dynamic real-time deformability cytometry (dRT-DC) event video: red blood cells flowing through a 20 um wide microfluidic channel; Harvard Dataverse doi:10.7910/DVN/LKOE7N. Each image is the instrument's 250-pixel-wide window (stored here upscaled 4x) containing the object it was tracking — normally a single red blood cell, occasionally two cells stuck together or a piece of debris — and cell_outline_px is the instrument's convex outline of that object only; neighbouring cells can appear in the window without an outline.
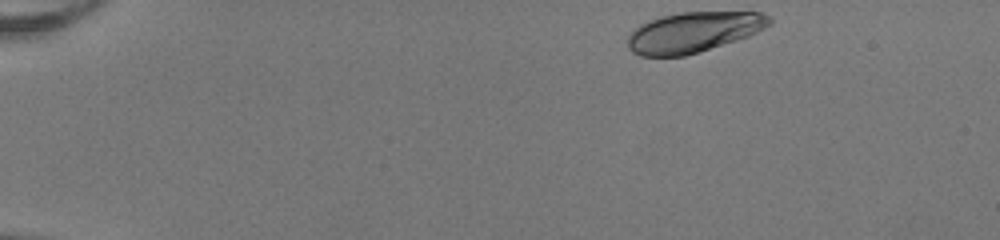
{"species": "human", "species_latin": "Homo sapiens", "temperature_condition": "room temperature", "stored_images_in_passage": 45, "camera_frame_rate_fps": 3000, "um_per_image_px": 0.085, "donor": {"sex": "female"}, "frame": {"image": 1, "passage_image": 1, "time_ms": 0.0, "image_size_px": [1000, 240], "cell_outline_px": [[772, 24], [748, 36], [700, 52], [684, 56], [640, 56], [632, 52], [628, 48], [628, 36], [640, 24], [648, 20], [660, 16], [680, 12], [760, 12], [768, 16], [772, 20]], "centroid_in_image_um": [58.93, 2.73], "position_along_channel_um": 26.1, "area_um2": 33.35}}
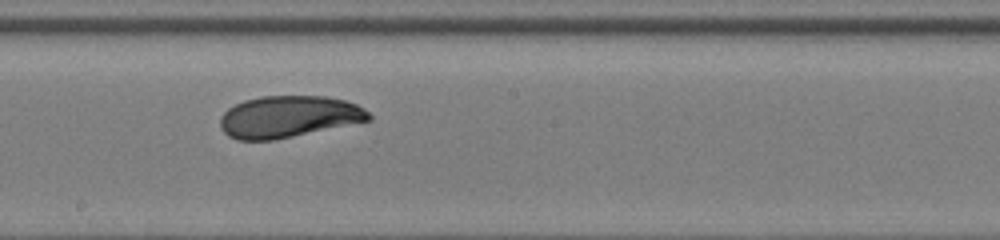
{"frame": {"image": 2, "passage_image": 24, "time_ms": 7.667, "image_size_px": [1000, 240], "cell_outline_px": [[372, 120], [272, 140], [236, 140], [228, 136], [220, 128], [220, 116], [228, 108], [244, 100], [264, 96], [324, 96], [344, 100], [356, 104], [364, 108], [372, 116]], "centroid_in_image_um": [24.51, 9.92], "position_along_channel_um": 223.7, "area_um2": 36.07}}
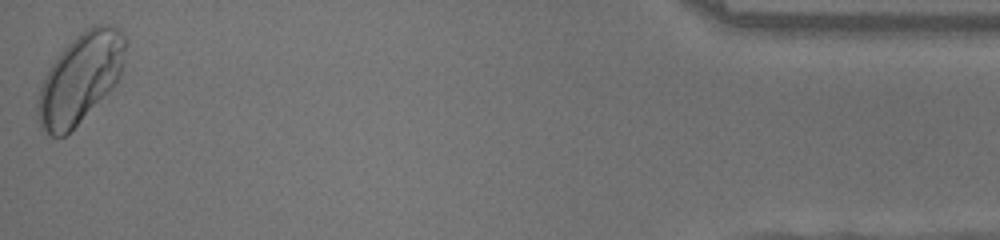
{"frame": {"image": 3, "passage_image": 45, "time_ms": 14.667, "image_size_px": [1000, 240], "cell_outline_px": [[128, 44], [120, 76], [116, 84], [64, 136], [52, 136], [40, 128], [36, 120], [36, 100], [44, 76], [48, 68], [60, 52], [80, 32], [92, 24], [108, 24], [120, 28], [124, 32], [128, 40]], "centroid_in_image_um": [6.83, 6.59], "position_along_channel_um": 428.4, "area_um2": 46.12}, "authors_computed_cell_mechanics": {"area_um2": 35.9516, "velocity_mm_per_s": 4.0015, "shape_relaxation_time_tau1_ms": 3.8921, "shape_relaxation_time_tau2_ms": 1.0727, "deformation_change_tau1": 0.1444, "deformation_change_tau2": 0.0341}}